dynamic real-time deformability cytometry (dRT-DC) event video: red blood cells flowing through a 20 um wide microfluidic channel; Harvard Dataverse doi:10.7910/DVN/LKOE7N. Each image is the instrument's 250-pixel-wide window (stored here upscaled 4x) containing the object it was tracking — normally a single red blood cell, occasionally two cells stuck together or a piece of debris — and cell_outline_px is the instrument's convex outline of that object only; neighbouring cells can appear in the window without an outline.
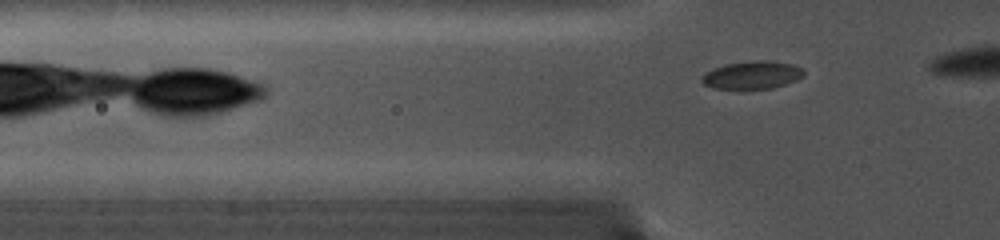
{"species": "common noctule bat (a hibernating species)", "species_latin": "Nyctalus noctula", "temperature_condition": "cold", "stored_images_in_passage": 20, "camera_frame_rate_fps": 5000, "um_per_image_px": 0.085, "animal": {"sex": "female", "body_mass_g": 19.0, "forearm_length_mm": 56.7}, "frame": {"image": 1, "passage_image": 9, "time_ms": 1.6, "image_size_px": [1000, 240], "cell_outline_px": [[804, 76], [796, 80], [772, 88], [712, 88], [704, 84], [700, 80], [700, 76], [704, 72], [712, 68], [724, 64], [748, 60], [772, 60], [792, 64], [804, 68]], "centroid_in_image_um": [63.91, 6.35], "position_along_channel_um": 61.9, "area_um2": 16.82}}